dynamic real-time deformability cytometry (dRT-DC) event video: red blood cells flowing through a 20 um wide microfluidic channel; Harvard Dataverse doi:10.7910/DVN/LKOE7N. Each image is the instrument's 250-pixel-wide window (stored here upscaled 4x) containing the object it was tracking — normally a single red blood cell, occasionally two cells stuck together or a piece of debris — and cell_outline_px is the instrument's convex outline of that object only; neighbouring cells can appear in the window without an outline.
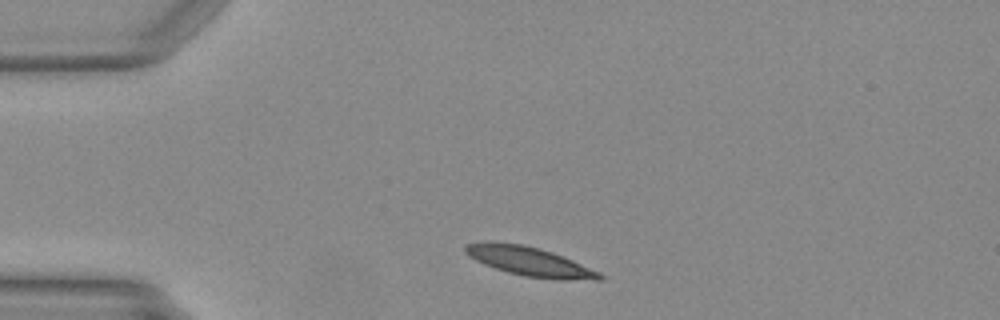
{"species": "Egyptian fruit bat (a non-hibernating species)", "species_latin": "Rousettus aegyptiacus", "temperature_condition": "warm", "stored_images_in_passage": 40, "segment_of_instrument_passage": [1, 2], "camera_frame_rate_fps": 3000, "um_per_image_px": 0.085, "animal": {"sex": "female"}, "frame": {"image": 1, "passage_image": 1, "time_ms": 0.0, "image_size_px": [1000, 320], "cell_outline_px": [[604, 280], [552, 280], [524, 276], [508, 272], [484, 264], [468, 256], [464, 252], [464, 244], [484, 240], [492, 240], [524, 244], [540, 248], [552, 252], [572, 260], [600, 272], [604, 276]], "centroid_in_image_um": [44.98, 22.2], "position_along_channel_um": 40.0, "area_um2": 23.35}}
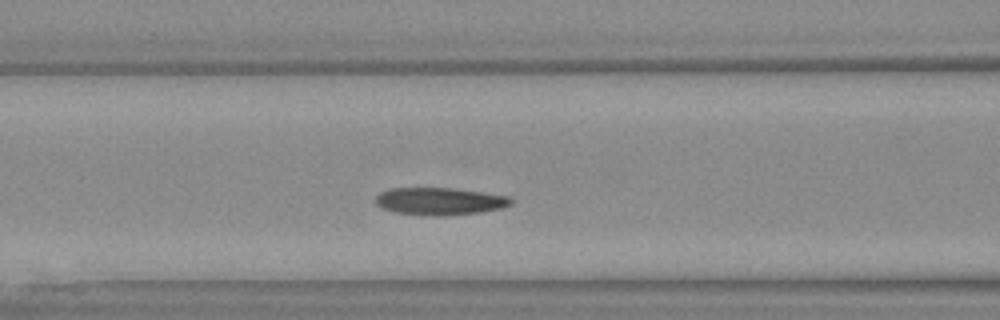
{"frame": {"image": 2, "passage_image": 10, "time_ms": 3.0, "image_size_px": [1000, 320], "cell_outline_px": [[512, 204], [500, 208], [480, 212], [444, 216], [432, 216], [396, 212], [384, 208], [376, 204], [376, 196], [380, 192], [388, 188], [452, 188], [508, 196], [512, 200]], "centroid_in_image_um": [37.36, 17.1], "position_along_channel_um": 129.2, "area_um2": 21.44}}
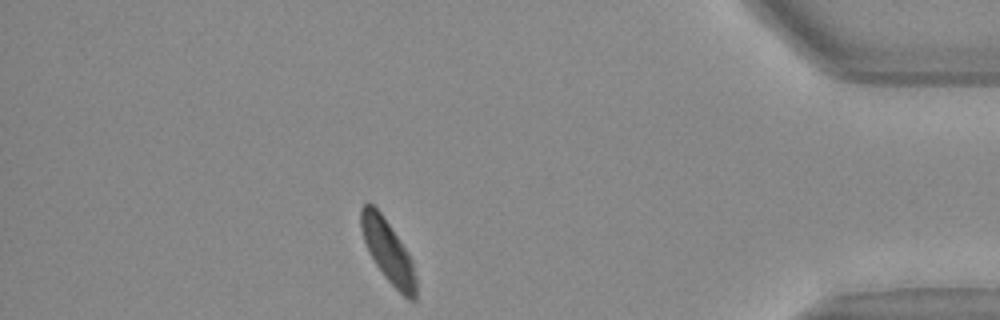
{"frame": {"image": 3, "passage_image": 33, "time_ms": 10.667, "image_size_px": [1000, 320], "cell_outline_px": [[416, 300], [408, 300], [384, 276], [368, 252], [360, 228], [360, 208], [368, 200], [380, 212], [400, 240], [408, 252], [412, 260], [416, 280]], "centroid_in_image_um": [32.96, 21.34], "position_along_channel_um": 402.2, "area_um2": 19.94}}